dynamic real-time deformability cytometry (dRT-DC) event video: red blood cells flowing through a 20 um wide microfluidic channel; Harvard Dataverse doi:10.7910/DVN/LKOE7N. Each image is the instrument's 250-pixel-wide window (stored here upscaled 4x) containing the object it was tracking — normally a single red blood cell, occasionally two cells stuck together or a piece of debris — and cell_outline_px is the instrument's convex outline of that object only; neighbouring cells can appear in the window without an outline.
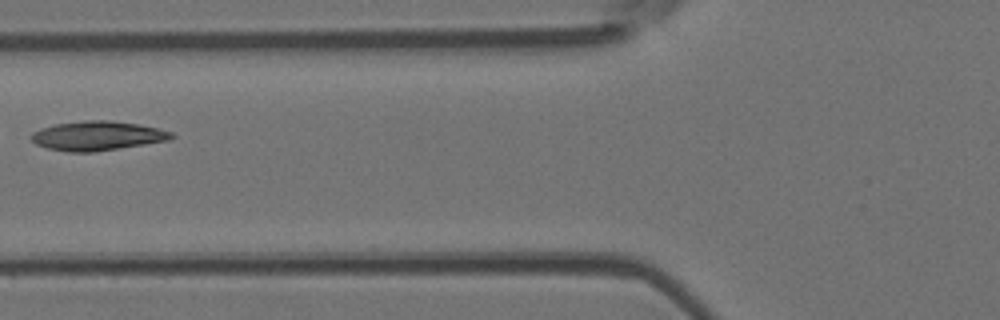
{"species": "Egyptian fruit bat (a non-hibernating species)", "species_latin": "Rousettus aegyptiacus", "temperature_condition": "room temperature", "stored_images_in_passage": 4, "camera_frame_rate_fps": 3000, "um_per_image_px": 0.085, "animal": {"sex": "female"}, "frame": {"image": 1, "passage_image": 3, "time_ms": 3.333, "image_size_px": [1000, 320], "cell_outline_px": [[176, 136], [168, 140], [144, 144], [92, 152], [68, 152], [48, 148], [36, 144], [28, 136], [32, 132], [40, 128], [56, 124], [84, 120], [108, 120], [140, 124], [172, 132]], "centroid_in_image_um": [8.24, 11.53], "position_along_channel_um": 117.6, "area_um2": 23.87}}
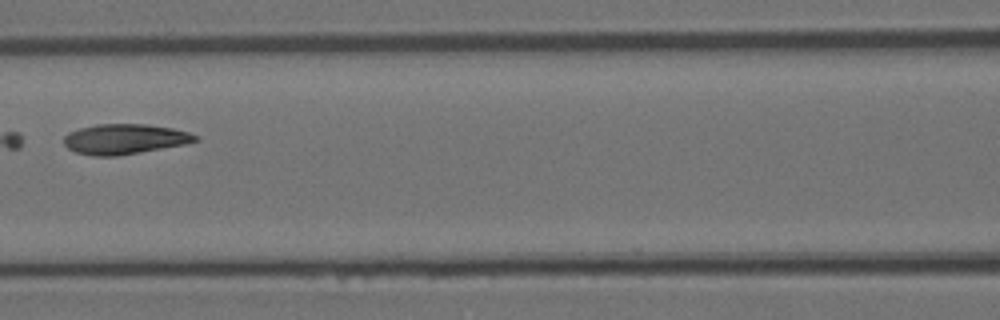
{"frame": {"image": 2, "passage_image": 4, "time_ms": 4.333, "image_size_px": [1000, 320], "cell_outline_px": [[200, 140], [184, 144], [116, 156], [92, 156], [76, 152], [68, 148], [64, 144], [64, 136], [68, 132], [80, 128], [96, 124], [148, 124], [172, 128], [188, 132], [200, 136]], "centroid_in_image_um": [10.59, 11.81], "position_along_channel_um": 156.0, "area_um2": 23.06}}